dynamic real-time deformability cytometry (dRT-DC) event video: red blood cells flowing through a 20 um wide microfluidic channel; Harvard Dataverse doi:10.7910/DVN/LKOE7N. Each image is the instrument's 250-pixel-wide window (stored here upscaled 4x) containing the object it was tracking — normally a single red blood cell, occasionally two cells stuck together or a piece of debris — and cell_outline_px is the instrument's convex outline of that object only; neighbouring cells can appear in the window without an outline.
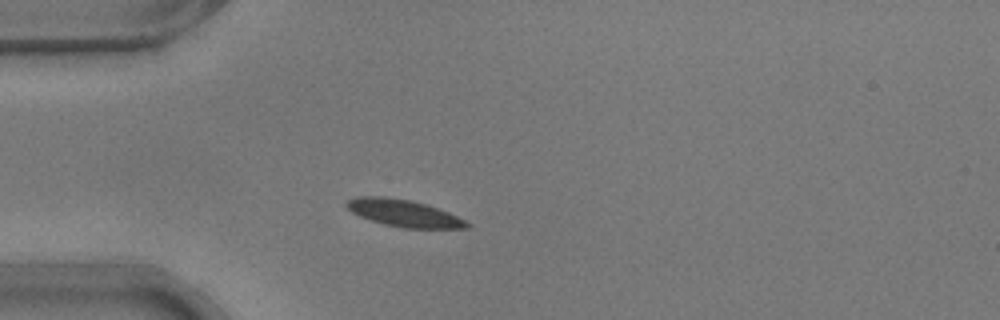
{"species": "common noctule bat (a hibernating species)", "species_latin": "Nyctalus noctula", "temperature_condition": "warm", "stored_images_in_passage": 40, "camera_frame_rate_fps": 3000, "um_per_image_px": 0.085, "animal": {"sex": "male", "body_mass_g": 17.9}, "frame": {"image": 1, "passage_image": 1, "time_ms": 0.0, "image_size_px": [1000, 320], "cell_outline_px": [[472, 224], [468, 228], [404, 228], [384, 224], [360, 216], [352, 212], [344, 204], [348, 200], [356, 196], [384, 196], [408, 200], [424, 204], [448, 212]], "centroid_in_image_um": [34.3, 18.12], "position_along_channel_um": 50.7, "area_um2": 18.67}}
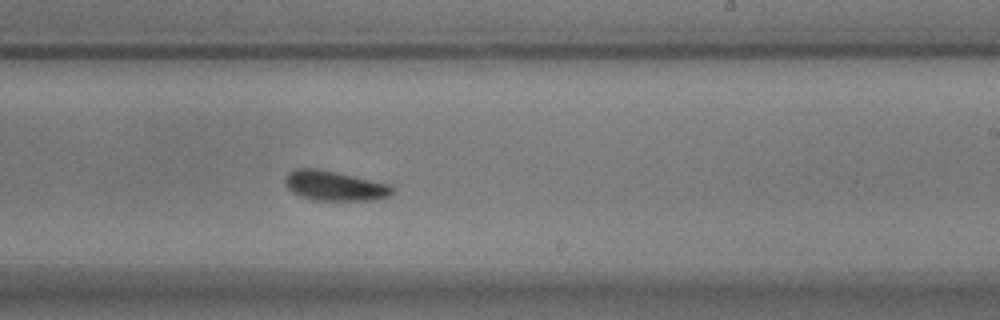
{"frame": {"image": 2, "passage_image": 19, "time_ms": 6.0, "image_size_px": [1000, 320], "cell_outline_px": [[396, 188], [388, 196], [376, 200], [312, 200], [300, 196], [292, 192], [284, 184], [284, 176], [288, 172], [296, 168], [316, 168], [336, 172], [392, 184]], "centroid_in_image_um": [28.43, 15.78], "position_along_channel_um": 260.6, "area_um2": 18.9}}
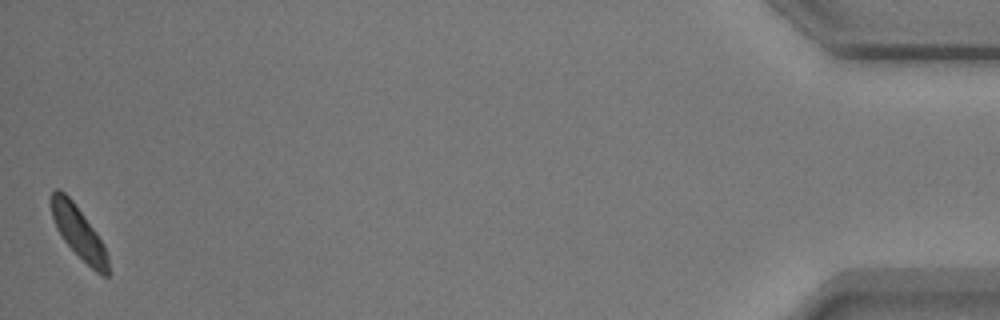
{"frame": {"image": 3, "passage_image": 40, "time_ms": 13.0, "image_size_px": [1000, 320], "cell_outline_px": [[108, 276], [104, 276], [96, 272], [64, 240], [56, 228], [52, 216], [48, 200], [52, 192], [56, 188], [60, 188], [72, 200], [96, 232], [104, 244], [108, 256]], "centroid_in_image_um": [6.65, 19.69], "position_along_channel_um": 428.6, "area_um2": 17.11}, "authors_computed_cell_mechanics": {"area_um2": 18.6116, "velocity_mm_per_s": 3.6967, "shape_relaxation_time_tau1_ms": 1.7854, "shape_relaxation_time_tau2_ms": 4.5187, "deformation_change_tau1": 0.0873, "deformation_change_tau2": 0.1075}}